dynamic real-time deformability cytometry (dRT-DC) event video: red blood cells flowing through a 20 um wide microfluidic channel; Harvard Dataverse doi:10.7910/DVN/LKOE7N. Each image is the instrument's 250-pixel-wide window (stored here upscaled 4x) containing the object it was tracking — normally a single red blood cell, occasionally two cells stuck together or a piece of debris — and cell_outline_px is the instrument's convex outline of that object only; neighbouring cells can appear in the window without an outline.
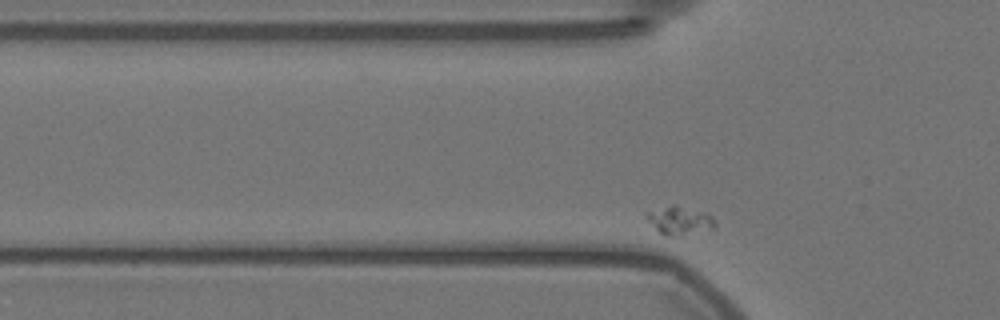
{"species": "Egyptian fruit bat (a non-hibernating species)", "species_latin": "Rousettus aegyptiacus", "temperature_condition": "warm", "stored_images_in_passage": 43, "segment_of_instrument_passage": [1, 2], "camera_frame_rate_fps": 3000, "um_per_image_px": 0.085, "animal": {"sex": "female"}, "frame": {"image": 1, "passage_image": 8, "time_ms": 2.333, "image_size_px": [1000, 320], "cell_outline_px": [[716, 228], [672, 236], [664, 236], [656, 228], [644, 212], [672, 204], [704, 212], [716, 224]], "centroid_in_image_um": [57.74, 18.73], "position_along_channel_um": 68.1, "area_um2": 10.81}}
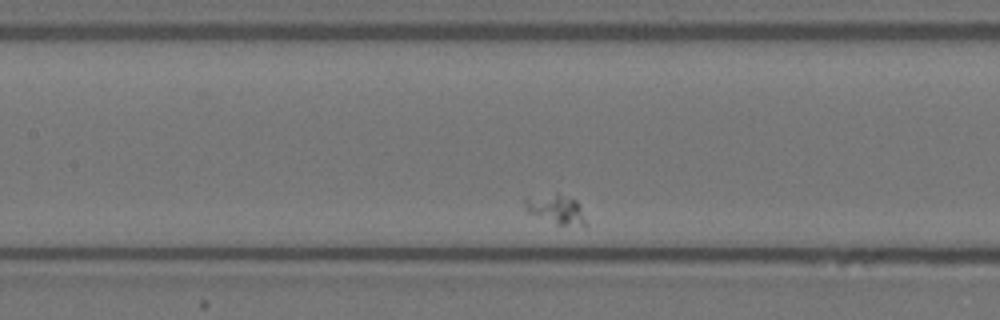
{"frame": {"image": 2, "passage_image": 18, "time_ms": 5.667, "image_size_px": [1000, 320], "cell_outline_px": [[584, 228], [556, 224], [528, 212], [524, 204], [524, 196], [556, 192], [576, 200], [580, 204], [584, 220]], "centroid_in_image_um": [47.24, 17.76], "position_along_channel_um": 160.2, "area_um2": 10.69}}